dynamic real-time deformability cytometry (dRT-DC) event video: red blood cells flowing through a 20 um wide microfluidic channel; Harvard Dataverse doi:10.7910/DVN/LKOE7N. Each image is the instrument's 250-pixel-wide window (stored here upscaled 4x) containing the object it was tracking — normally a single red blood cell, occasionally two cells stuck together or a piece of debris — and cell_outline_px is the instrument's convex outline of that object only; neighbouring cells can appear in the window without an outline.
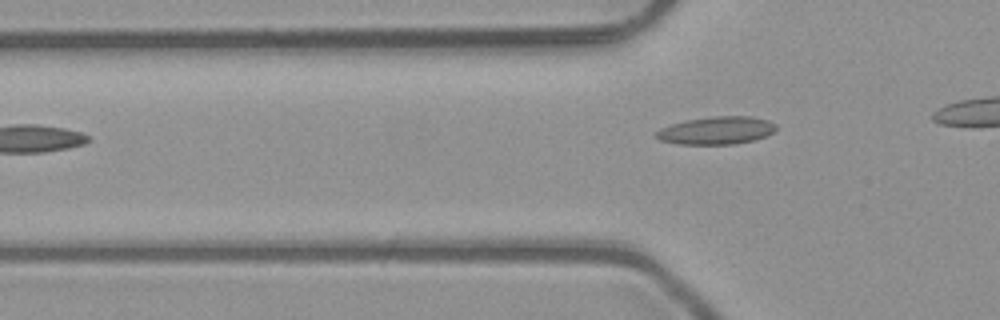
{"species": "common noctule bat (a hibernating species)", "species_latin": "Nyctalus noctula", "temperature_condition": "room temperature", "stored_images_in_passage": 4, "camera_frame_rate_fps": 3000, "um_per_image_px": 0.085, "animal": {"sex": "male", "body_mass_g": 23.1, "forearm_length_mm": 52.7}, "frame": {"image": 1, "passage_image": 4, "time_ms": 1.0, "image_size_px": [1000, 320], "cell_outline_px": [[776, 128], [768, 136], [756, 140], [732, 144], [680, 144], [660, 140], [656, 136], [656, 132], [660, 128], [684, 120], [712, 116], [752, 116], [768, 120], [776, 124]], "centroid_in_image_um": [60.93, 11.08], "position_along_channel_um": 64.9, "area_um2": 19.48}}